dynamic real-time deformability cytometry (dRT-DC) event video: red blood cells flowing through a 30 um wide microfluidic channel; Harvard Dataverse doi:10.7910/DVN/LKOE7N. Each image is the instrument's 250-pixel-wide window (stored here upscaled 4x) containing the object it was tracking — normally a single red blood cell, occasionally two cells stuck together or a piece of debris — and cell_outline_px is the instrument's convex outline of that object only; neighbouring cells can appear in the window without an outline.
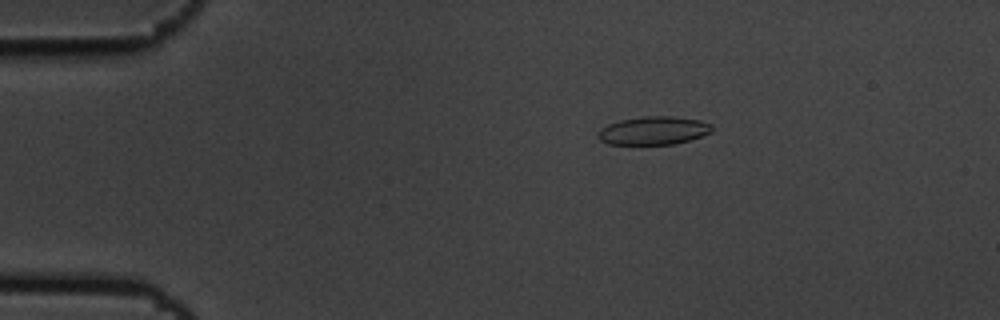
{"species": "common noctule bat (a hibernating species)", "species_latin": "Nyctalus noctula", "temperature_condition": "cold", "stored_images_in_passage": 6, "camera_frame_rate_fps": 3000, "um_per_image_px": 0.085, "animal": {"sex": "male", "body_mass_g": 19.5, "forearm_length_mm": 54.6}, "frame": {"image": 1, "passage_image": 3, "time_ms": 0.667, "image_size_px": [1000, 320], "cell_outline_px": [[712, 132], [688, 140], [672, 144], [608, 144], [600, 140], [596, 136], [600, 128], [608, 124], [620, 120], [644, 116], [672, 116], [700, 120], [712, 124]], "centroid_in_image_um": [55.52, 11.09], "position_along_channel_um": 29.5, "area_um2": 18.73}}
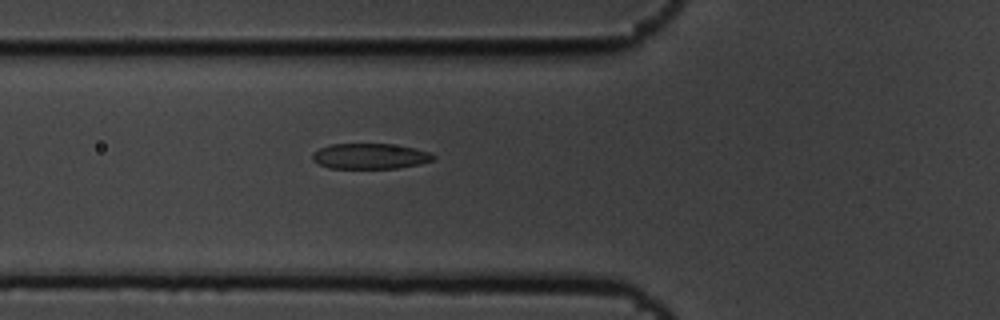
{"frame": {"image": 2, "passage_image": 6, "time_ms": 1.667, "image_size_px": [1000, 320], "cell_outline_px": [[436, 156], [432, 160], [420, 164], [396, 168], [328, 168], [312, 160], [312, 152], [328, 144], [392, 144], [412, 148], [428, 152]], "centroid_in_image_um": [31.41, 13.27], "position_along_channel_um": 94.4, "area_um2": 17.86}}